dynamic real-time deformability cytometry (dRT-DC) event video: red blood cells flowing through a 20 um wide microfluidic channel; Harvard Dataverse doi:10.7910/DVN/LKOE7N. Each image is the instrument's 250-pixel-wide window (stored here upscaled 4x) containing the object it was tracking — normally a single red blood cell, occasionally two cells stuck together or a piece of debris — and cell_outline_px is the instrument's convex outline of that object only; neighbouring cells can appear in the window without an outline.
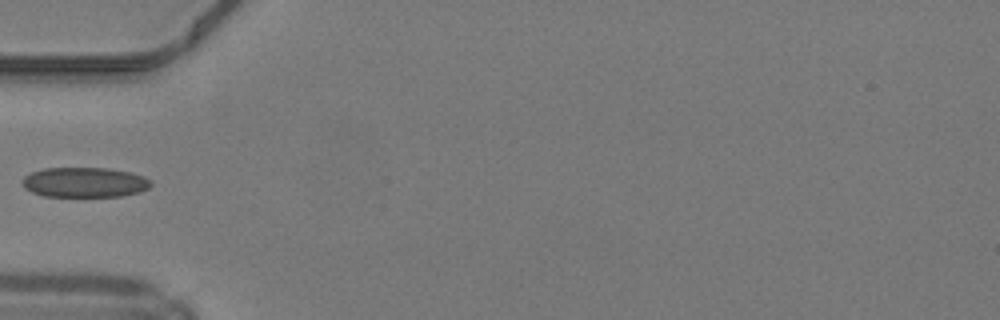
{"species": "common noctule bat (a hibernating species)", "species_latin": "Nyctalus noctula", "temperature_condition": "warm", "stored_images_in_passage": 3, "camera_frame_rate_fps": 3000, "um_per_image_px": 0.085, "animal": {"sex": "male", "body_mass_g": 19.2, "forearm_length_mm": 51.8}, "frame": {"image": 1, "passage_image": 1, "time_ms": 0.0, "image_size_px": [1000, 320], "cell_outline_px": [[152, 184], [148, 188], [140, 192], [120, 196], [44, 196], [32, 192], [24, 188], [20, 180], [24, 176], [32, 172], [44, 168], [104, 168], [132, 172], [144, 176]], "centroid_in_image_um": [7.16, 15.49], "position_along_channel_um": 77.8, "area_um2": 22.48}}